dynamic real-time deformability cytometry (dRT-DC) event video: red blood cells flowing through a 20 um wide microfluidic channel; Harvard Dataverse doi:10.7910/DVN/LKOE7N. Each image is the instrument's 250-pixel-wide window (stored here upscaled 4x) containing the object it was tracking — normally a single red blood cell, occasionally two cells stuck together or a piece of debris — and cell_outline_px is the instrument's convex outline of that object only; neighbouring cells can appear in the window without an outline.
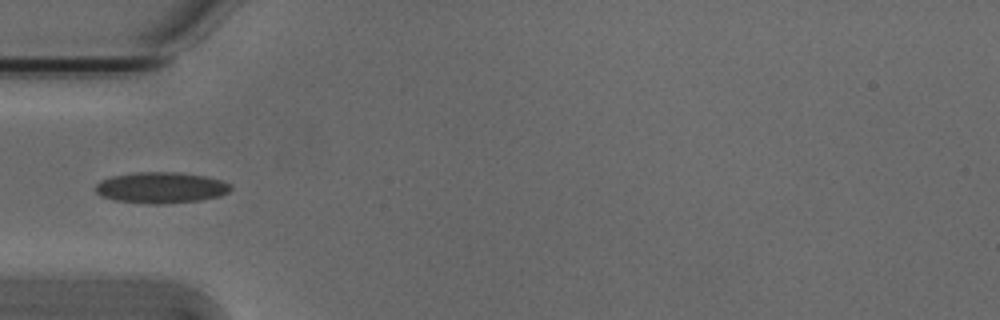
{"species": "Egyptian fruit bat (a non-hibernating species)", "species_latin": "Rousettus aegyptiacus", "temperature_condition": "cold", "stored_images_in_passage": 37, "camera_frame_rate_fps": 3000, "um_per_image_px": 0.085, "animal": {"sex": "male"}, "frame": {"image": 1, "passage_image": 1, "time_ms": 0.0, "image_size_px": [1000, 320], "cell_outline_px": [[232, 188], [228, 192], [220, 196], [200, 200], [164, 204], [148, 204], [112, 200], [100, 196], [96, 192], [96, 184], [100, 180], [112, 176], [136, 172], [176, 172], [204, 176], [220, 180], [232, 184]], "centroid_in_image_um": [13.66, 15.96], "position_along_channel_um": 71.3, "area_um2": 24.62}}
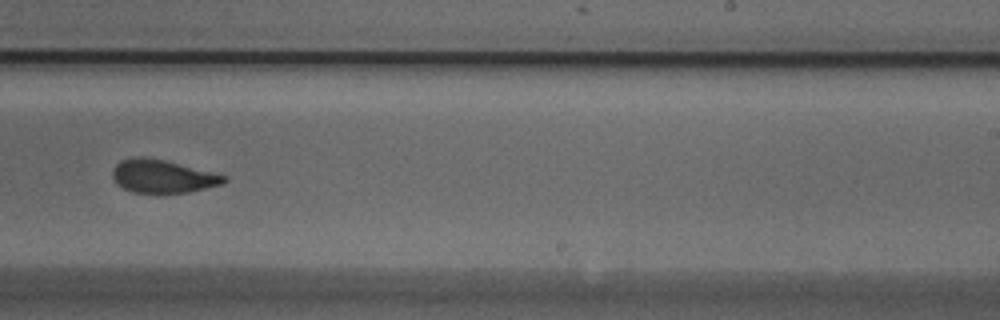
{"frame": {"image": 2, "passage_image": 17, "time_ms": 5.333, "image_size_px": [1000, 320], "cell_outline_px": [[228, 180], [224, 184], [188, 192], [132, 192], [116, 184], [112, 176], [112, 168], [120, 160], [136, 156], [144, 156], [164, 160], [228, 176]], "centroid_in_image_um": [13.81, 14.97], "position_along_channel_um": 275.2, "area_um2": 21.5}}
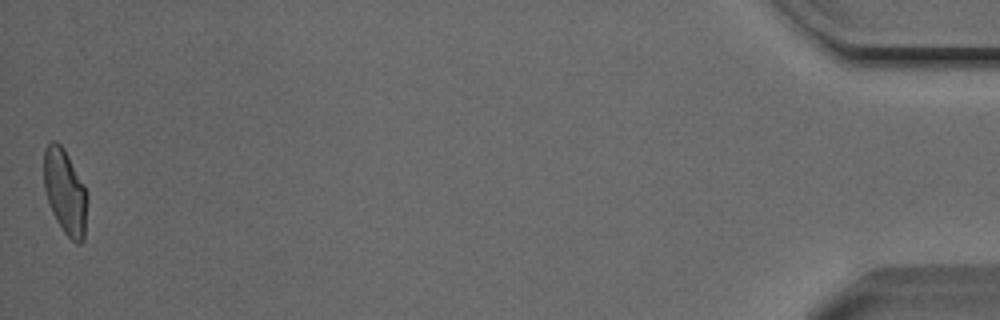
{"frame": {"image": 3, "passage_image": 37, "time_ms": 12.0, "image_size_px": [1000, 320], "cell_outline_px": [[88, 200], [84, 240], [80, 244], [76, 244], [64, 232], [56, 220], [52, 212], [44, 188], [44, 148], [52, 140], [56, 140], [64, 148], [84, 184], [88, 192]], "centroid_in_image_um": [5.56, 16.31], "position_along_channel_um": 429.6, "area_um2": 21.79}, "authors_computed_cell_mechanics": {"area_um2": 21.964, "velocity_mm_per_s": 3.8215, "shape_relaxation_time_tau1_ms": 4.6874, "shape_relaxation_time_tau2_ms": 1.8558, "deformation_change_tau1": 0.1259, "deformation_change_tau2": 0.069}}